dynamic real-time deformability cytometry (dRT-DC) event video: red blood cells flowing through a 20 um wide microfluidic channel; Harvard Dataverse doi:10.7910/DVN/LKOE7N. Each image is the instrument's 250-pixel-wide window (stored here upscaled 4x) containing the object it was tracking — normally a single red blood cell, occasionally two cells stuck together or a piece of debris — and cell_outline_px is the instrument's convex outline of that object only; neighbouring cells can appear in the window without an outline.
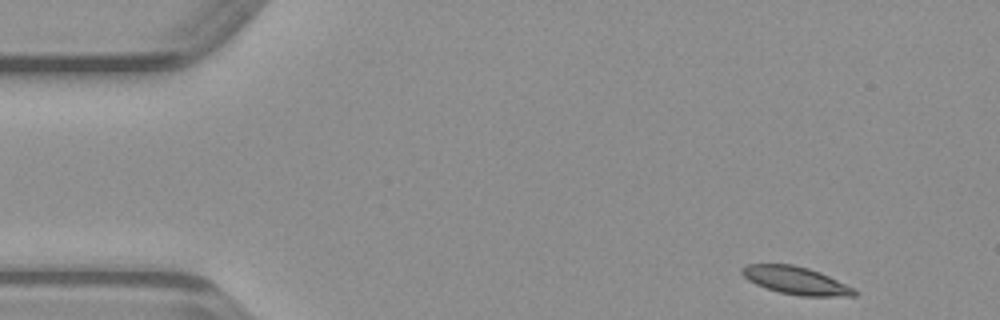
{"species": "common noctule bat (a hibernating species)", "species_latin": "Nyctalus noctula", "temperature_condition": "warm", "stored_images_in_passage": 45, "camera_frame_rate_fps": 3000, "um_per_image_px": 0.085, "animal": {"sex": "male", "body_mass_g": 23.1, "forearm_length_mm": 52.7}, "frame": {"image": 1, "passage_image": 1, "time_ms": 0.0, "image_size_px": [1000, 320], "cell_outline_px": [[860, 292], [856, 296], [800, 296], [780, 292], [756, 284], [748, 280], [740, 272], [740, 268], [748, 264], [792, 264], [808, 268], [820, 272], [856, 288]], "centroid_in_image_um": [67.7, 23.84], "position_along_channel_um": 17.3, "area_um2": 18.26}}
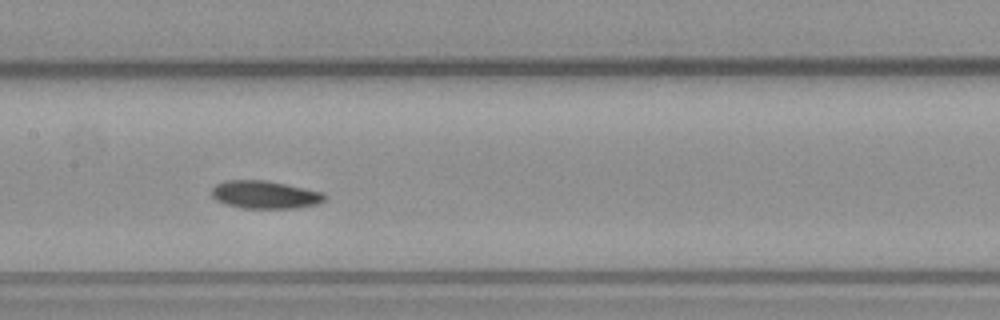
{"frame": {"image": 2, "passage_image": 20, "time_ms": 6.333, "image_size_px": [1000, 320], "cell_outline_px": [[328, 196], [324, 200], [316, 204], [296, 208], [240, 208], [224, 204], [216, 200], [212, 196], [212, 188], [216, 184], [224, 180], [264, 180], [324, 192]], "centroid_in_image_um": [22.5, 16.55], "position_along_channel_um": 184.9, "area_um2": 18.38}}
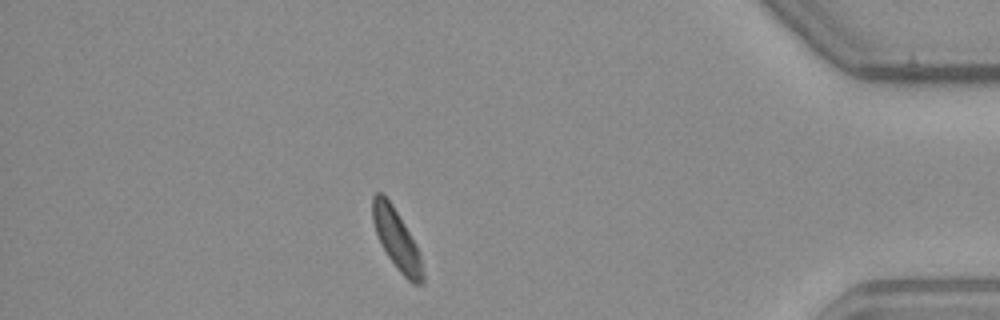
{"frame": {"image": 3, "passage_image": 39, "time_ms": 12.667, "image_size_px": [1000, 320], "cell_outline_px": [[424, 284], [412, 284], [396, 268], [388, 256], [376, 232], [372, 220], [372, 196], [376, 192], [380, 192], [392, 204], [416, 244], [420, 256], [424, 272]], "centroid_in_image_um": [33.73, 20.38], "position_along_channel_um": 401.5, "area_um2": 17.34}}